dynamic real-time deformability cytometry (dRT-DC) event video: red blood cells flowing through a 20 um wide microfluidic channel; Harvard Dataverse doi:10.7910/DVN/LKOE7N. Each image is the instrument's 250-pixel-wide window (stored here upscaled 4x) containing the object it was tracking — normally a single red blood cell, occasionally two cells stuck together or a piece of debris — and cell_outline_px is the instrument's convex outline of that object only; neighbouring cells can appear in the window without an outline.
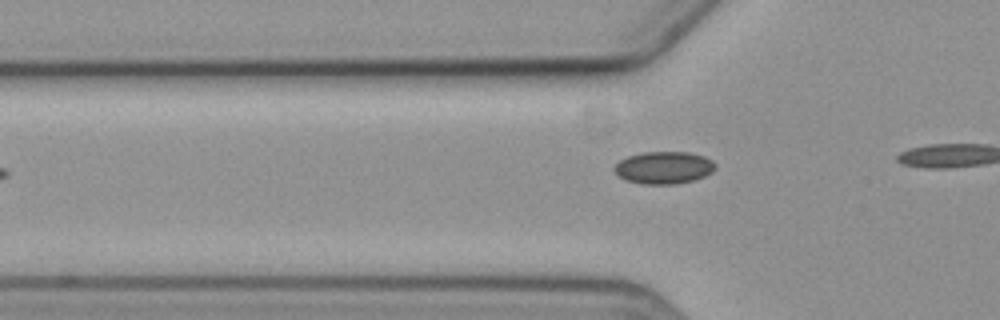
{"species": "common noctule bat (a hibernating species)", "species_latin": "Nyctalus noctula", "temperature_condition": "cold", "stored_images_in_passage": 5, "camera_frame_rate_fps": 3000, "um_per_image_px": 0.085, "animal": {"sex": "female", "body_mass_g": 19.3, "forearm_length_mm": 54.1}, "frame": {"image": 1, "passage_image": 2, "time_ms": 0.333, "image_size_px": [1000, 320], "cell_outline_px": [[716, 168], [712, 172], [704, 176], [692, 180], [676, 184], [644, 184], [624, 180], [612, 168], [620, 160], [628, 156], [644, 152], [688, 152], [704, 156], [712, 160], [716, 164]], "centroid_in_image_um": [56.43, 14.25], "position_along_channel_um": 69.4, "area_um2": 19.02}}